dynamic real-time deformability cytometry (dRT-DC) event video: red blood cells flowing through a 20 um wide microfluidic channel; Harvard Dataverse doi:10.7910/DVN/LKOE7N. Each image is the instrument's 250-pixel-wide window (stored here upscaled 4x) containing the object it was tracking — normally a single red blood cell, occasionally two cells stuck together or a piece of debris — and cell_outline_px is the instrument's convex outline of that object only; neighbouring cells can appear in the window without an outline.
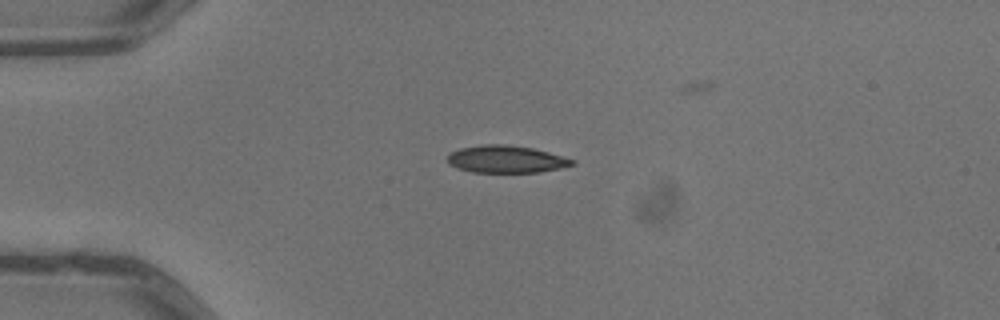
{"species": "common noctule bat (a hibernating species)", "species_latin": "Nyctalus noctula", "temperature_condition": "warm", "stored_images_in_passage": 2, "camera_frame_rate_fps": 3000, "um_per_image_px": 0.085, "animal": {"sex": "male", "body_mass_g": 13.3}, "frame": {"image": 1, "passage_image": 1, "time_ms": 0.0, "image_size_px": [1000, 320], "cell_outline_px": [[576, 164], [560, 168], [540, 172], [472, 172], [456, 168], [448, 164], [448, 156], [452, 152], [460, 148], [484, 144], [504, 144], [532, 148], [548, 152], [576, 160]], "centroid_in_image_um": [43.03, 13.53], "position_along_channel_um": 42.0, "area_um2": 19.83}}